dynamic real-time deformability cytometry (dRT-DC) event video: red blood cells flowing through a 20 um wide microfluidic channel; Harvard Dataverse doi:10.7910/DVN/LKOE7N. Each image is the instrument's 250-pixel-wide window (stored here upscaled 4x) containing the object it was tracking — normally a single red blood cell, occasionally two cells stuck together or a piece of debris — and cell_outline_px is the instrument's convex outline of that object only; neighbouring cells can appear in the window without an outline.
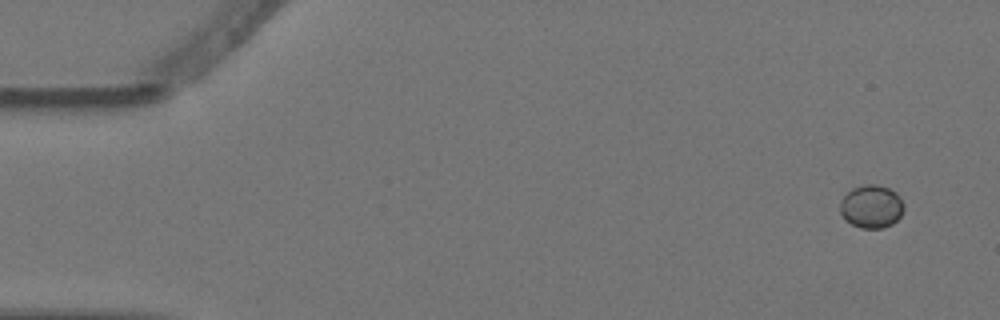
{"species": "Egyptian fruit bat (a non-hibernating species)", "species_latin": "Rousettus aegyptiacus", "temperature_condition": "warm", "stored_images_in_passage": 5, "camera_frame_rate_fps": 3000, "um_per_image_px": 0.085, "animal": {"sex": "female"}, "frame": {"image": 1, "passage_image": 1, "time_ms": 0.0, "image_size_px": [1000, 320], "cell_outline_px": [[904, 208], [900, 216], [892, 224], [880, 228], [860, 228], [844, 220], [840, 212], [840, 200], [852, 188], [864, 184], [876, 184], [888, 188], [896, 192], [904, 204]], "centroid_in_image_um": [74.05, 17.55], "position_along_channel_um": 10.9, "area_um2": 16.07}}